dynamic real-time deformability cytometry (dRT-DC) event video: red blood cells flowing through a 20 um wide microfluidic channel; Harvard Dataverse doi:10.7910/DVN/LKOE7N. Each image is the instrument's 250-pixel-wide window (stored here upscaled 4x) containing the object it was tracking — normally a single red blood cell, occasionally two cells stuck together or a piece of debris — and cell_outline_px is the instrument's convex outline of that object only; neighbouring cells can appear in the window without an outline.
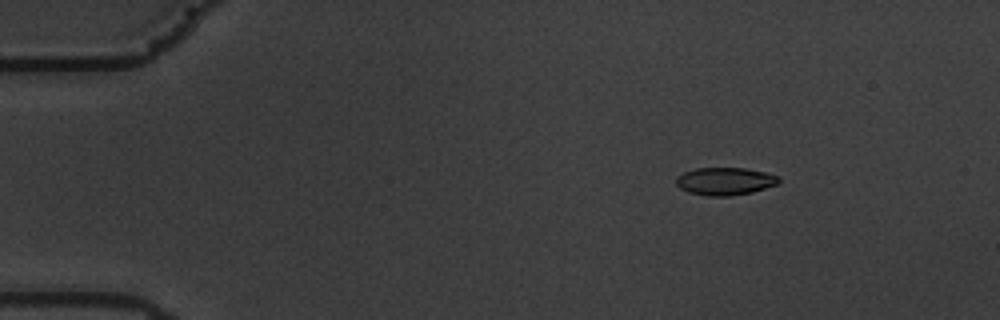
{"species": "common noctule bat (a hibernating species)", "species_latin": "Nyctalus noctula", "temperature_condition": "warm", "stored_images_in_passage": 51, "camera_frame_rate_fps": 3000, "um_per_image_px": 0.085, "animal": {"sex": "male", "body_mass_g": 19.5, "forearm_length_mm": 54.6}, "frame": {"image": 1, "passage_image": 1, "time_ms": 0.0, "image_size_px": [1000, 320], "cell_outline_px": [[780, 180], [776, 184], [752, 192], [728, 196], [708, 196], [688, 192], [680, 188], [676, 184], [676, 176], [684, 172], [696, 168], [744, 168], [764, 172], [776, 176]], "centroid_in_image_um": [61.57, 15.4], "position_along_channel_um": 23.4, "area_um2": 16.36}}
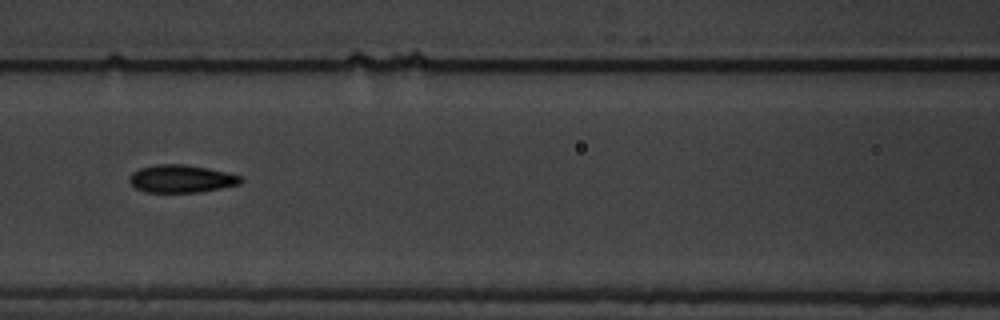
{"frame": {"image": 2, "passage_image": 19, "time_ms": 6.0, "image_size_px": [1000, 320], "cell_outline_px": [[244, 180], [240, 184], [200, 192], [144, 192], [136, 188], [128, 180], [132, 172], [140, 168], [156, 164], [184, 164], [208, 168], [240, 176]], "centroid_in_image_um": [15.39, 15.19], "position_along_channel_um": 151.2, "area_um2": 17.92}}
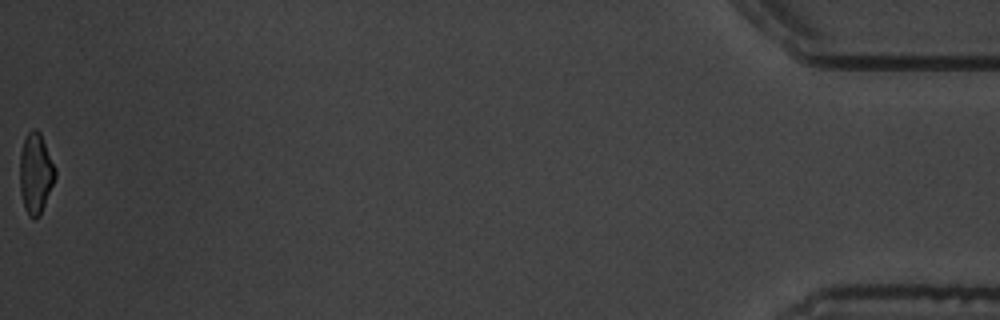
{"frame": {"image": 3, "passage_image": 51, "time_ms": 16.667, "image_size_px": [1000, 320], "cell_outline_px": [[56, 176], [40, 216], [36, 220], [28, 216], [24, 208], [20, 192], [20, 152], [24, 140], [28, 132], [32, 128], [36, 128], [40, 132], [56, 168]], "centroid_in_image_um": [3.03, 14.75], "position_along_channel_um": 432.2, "area_um2": 16.76}, "authors_computed_cell_mechanics": {"area_um2": 17.4556, "velocity_mm_per_s": 3.5179, "shape_relaxation_time_tau1_ms": 3.7356, "shape_relaxation_time_tau2_ms": 1.5619, "deformation_change_tau1": 0.1556, "deformation_change_tau2": 0.0701}}